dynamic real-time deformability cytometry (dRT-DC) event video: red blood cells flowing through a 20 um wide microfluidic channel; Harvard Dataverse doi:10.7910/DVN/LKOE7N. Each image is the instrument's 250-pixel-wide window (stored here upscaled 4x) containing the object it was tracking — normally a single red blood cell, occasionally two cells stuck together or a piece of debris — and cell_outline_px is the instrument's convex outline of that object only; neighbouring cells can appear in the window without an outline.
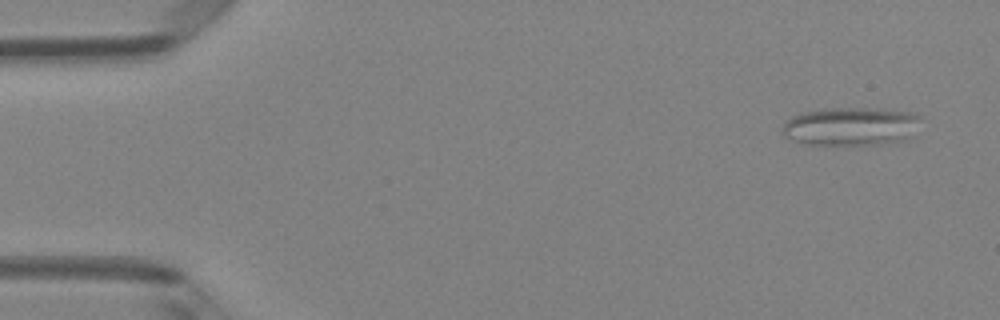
{"species": "Egyptian fruit bat (a non-hibernating species)", "species_latin": "Rousettus aegyptiacus", "temperature_condition": "room temperature", "stored_images_in_passage": 5, "camera_frame_rate_fps": 3000, "um_per_image_px": 0.085, "animal": {"sex": "female"}, "frame": {"image": 1, "passage_image": 1, "time_ms": 0.0, "image_size_px": [1000, 320], "cell_outline_px": [[920, 116], [908, 136], [900, 140], [880, 144], [808, 144], [792, 140], [784, 136], [780, 128], [784, 120], [792, 116], [804, 112], [824, 108], [884, 108], [916, 112]], "centroid_in_image_um": [72.23, 10.71], "position_along_channel_um": 12.8, "area_um2": 30.81}}
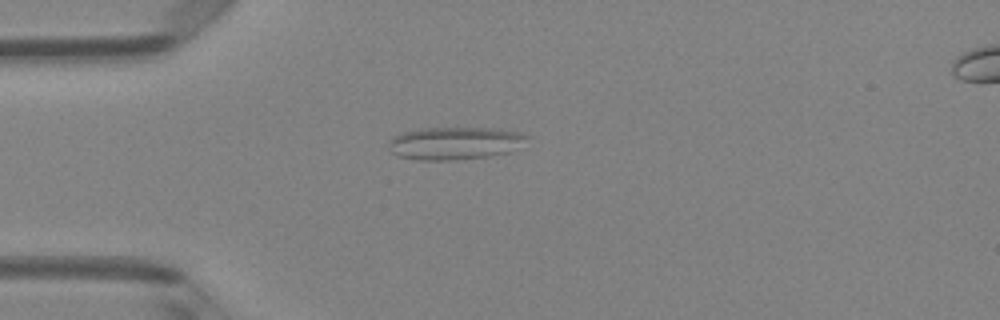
{"frame": {"image": 2, "passage_image": 4, "time_ms": 1.0, "image_size_px": [1000, 320], "cell_outline_px": [[532, 136], [512, 152], [488, 156], [456, 160], [416, 160], [396, 156], [388, 148], [388, 140], [392, 136], [404, 132], [420, 128], [496, 128], [520, 132]], "centroid_in_image_um": [38.66, 12.17], "position_along_channel_um": 46.3, "area_um2": 26.82}}